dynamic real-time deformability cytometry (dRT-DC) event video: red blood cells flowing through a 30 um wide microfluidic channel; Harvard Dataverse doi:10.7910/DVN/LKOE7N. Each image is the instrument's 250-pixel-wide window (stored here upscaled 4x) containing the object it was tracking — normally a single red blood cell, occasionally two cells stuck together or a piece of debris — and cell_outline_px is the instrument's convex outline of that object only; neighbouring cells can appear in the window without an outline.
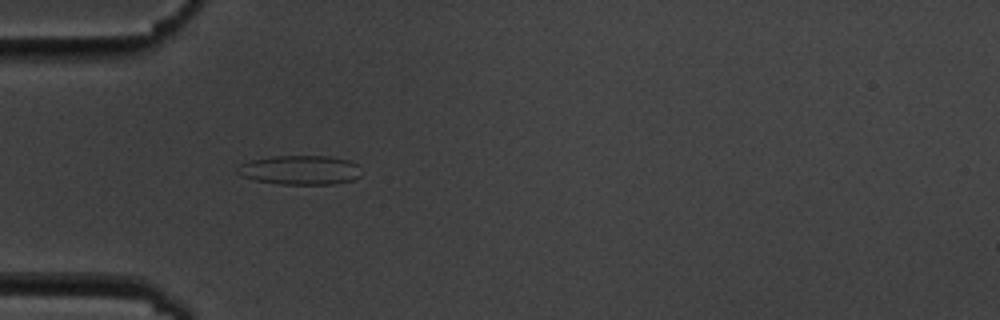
{"species": "common noctule bat (a hibernating species)", "species_latin": "Nyctalus noctula", "temperature_condition": "cold", "stored_images_in_passage": 5, "camera_frame_rate_fps": 3000, "um_per_image_px": 0.085, "animal": {"sex": "male", "body_mass_g": 19.5, "forearm_length_mm": 54.6}, "frame": {"image": 1, "passage_image": 4, "time_ms": 4.333, "image_size_px": [1000, 320], "cell_outline_px": [[360, 176], [352, 180], [332, 184], [280, 184], [256, 180], [240, 176], [236, 172], [236, 168], [240, 164], [252, 160], [272, 156], [328, 156], [348, 160], [356, 164]], "centroid_in_image_um": [25.46, 14.45], "position_along_channel_um": 59.5, "area_um2": 20.98}}